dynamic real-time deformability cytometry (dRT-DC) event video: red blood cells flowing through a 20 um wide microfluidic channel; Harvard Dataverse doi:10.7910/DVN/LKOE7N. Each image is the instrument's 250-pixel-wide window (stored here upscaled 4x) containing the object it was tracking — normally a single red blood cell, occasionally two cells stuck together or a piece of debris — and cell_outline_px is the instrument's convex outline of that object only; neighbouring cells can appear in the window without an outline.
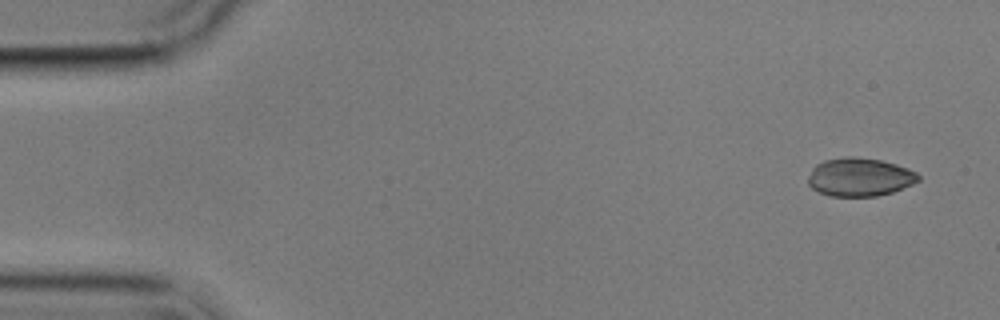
{"species": "common noctule bat (a hibernating species)", "species_latin": "Nyctalus noctula", "temperature_condition": "cold", "stored_images_in_passage": 4, "camera_frame_rate_fps": 3000, "um_per_image_px": 0.085, "animal": {"sex": "male", "body_mass_g": 17.9}, "frame": {"image": 1, "passage_image": 1, "time_ms": 0.0, "image_size_px": [1000, 320], "cell_outline_px": [[920, 180], [912, 184], [892, 192], [876, 196], [828, 196], [812, 188], [808, 184], [808, 176], [812, 168], [816, 164], [824, 160], [848, 156], [852, 156], [880, 160], [896, 164], [908, 168], [916, 172], [920, 176]], "centroid_in_image_um": [73.06, 15.05], "position_along_channel_um": 11.9, "area_um2": 24.68}}